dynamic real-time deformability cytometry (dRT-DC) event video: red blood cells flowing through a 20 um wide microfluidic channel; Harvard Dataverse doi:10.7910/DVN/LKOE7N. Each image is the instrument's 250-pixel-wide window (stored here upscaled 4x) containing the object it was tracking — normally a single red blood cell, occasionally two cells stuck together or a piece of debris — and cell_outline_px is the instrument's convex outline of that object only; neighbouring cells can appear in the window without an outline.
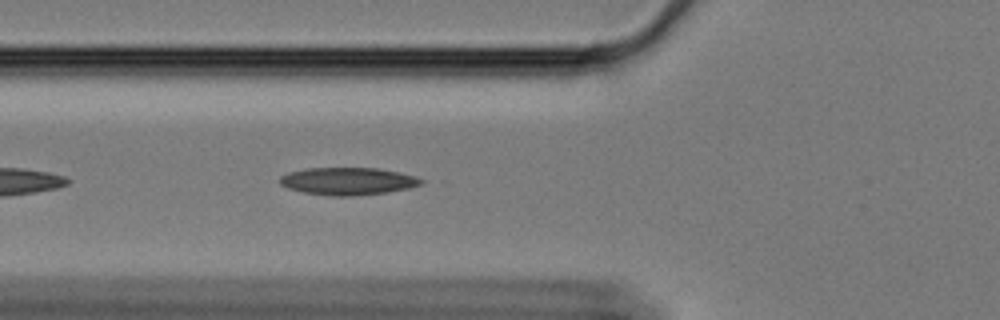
{"species": "Egyptian fruit bat (a non-hibernating species)", "species_latin": "Rousettus aegyptiacus", "temperature_condition": "cold", "stored_images_in_passage": 22, "camera_frame_rate_fps": 3000, "um_per_image_px": 0.085, "animal": {"sex": "female"}, "frame": {"image": 1, "passage_image": 3, "time_ms": 0.667, "image_size_px": [1000, 320], "cell_outline_px": [[424, 184], [408, 188], [388, 192], [352, 196], [332, 196], [304, 192], [288, 188], [280, 184], [280, 176], [288, 172], [304, 168], [380, 168], [400, 172], [416, 176], [424, 180]], "centroid_in_image_um": [29.6, 15.39], "position_along_channel_um": 96.2, "area_um2": 22.77}}
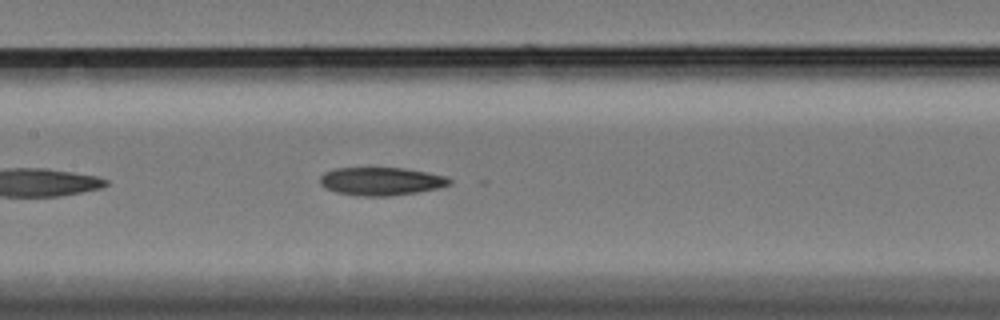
{"frame": {"image": 2, "passage_image": 10, "time_ms": 3.0, "image_size_px": [1000, 320], "cell_outline_px": [[452, 184], [436, 188], [416, 192], [388, 196], [356, 196], [336, 192], [324, 188], [320, 184], [320, 176], [324, 172], [336, 168], [404, 168], [444, 176], [452, 180]], "centroid_in_image_um": [32.34, 15.41], "position_along_channel_um": 175.1, "area_um2": 21.1}}
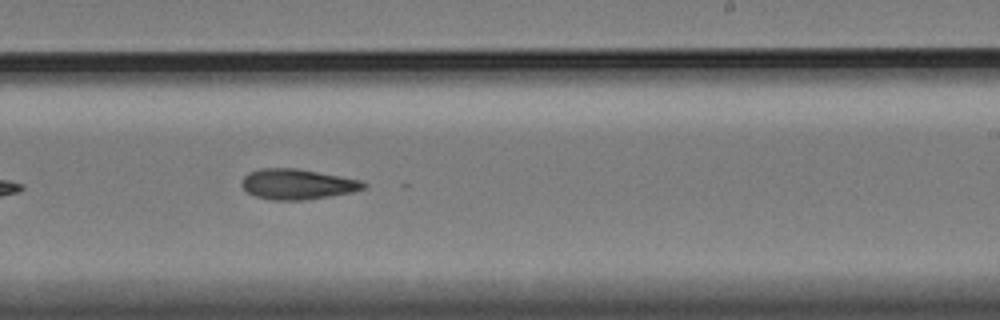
{"frame": {"image": 3, "passage_image": 18, "time_ms": 5.667, "image_size_px": [1000, 320], "cell_outline_px": [[368, 184], [364, 188], [352, 192], [304, 200], [272, 200], [256, 196], [248, 192], [240, 184], [244, 176], [248, 172], [260, 168], [296, 168], [360, 180]], "centroid_in_image_um": [25.24, 15.65], "position_along_channel_um": 263.8, "area_um2": 21.39}}